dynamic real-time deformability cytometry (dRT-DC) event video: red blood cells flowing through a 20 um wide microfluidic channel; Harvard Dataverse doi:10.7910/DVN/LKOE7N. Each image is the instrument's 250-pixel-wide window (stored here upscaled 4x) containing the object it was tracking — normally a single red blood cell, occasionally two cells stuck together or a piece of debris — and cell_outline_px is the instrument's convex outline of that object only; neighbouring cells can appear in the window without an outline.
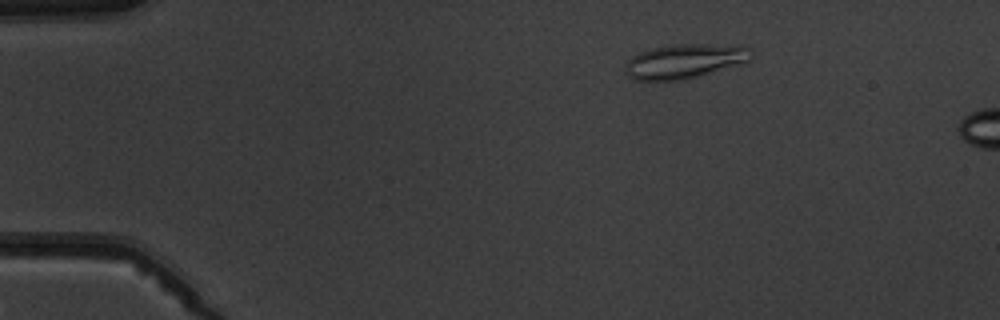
{"species": "common noctule bat (a hibernating species)", "species_latin": "Nyctalus noctula", "temperature_condition": "warm", "stored_images_in_passage": 4, "camera_frame_rate_fps": 3000, "um_per_image_px": 0.085, "animal": {"sex": "male", "body_mass_g": 19.5, "forearm_length_mm": 54.6}, "frame": {"image": 1, "passage_image": 1, "time_ms": 0.0, "image_size_px": [1000, 320], "cell_outline_px": [[752, 56], [748, 60], [740, 64], [684, 80], [636, 80], [628, 76], [624, 72], [624, 68], [628, 60], [632, 56], [640, 52], [656, 48], [676, 44], [704, 44], [748, 48], [752, 52]], "centroid_in_image_um": [58.13, 5.22], "position_along_channel_um": 26.9, "area_um2": 24.74}}